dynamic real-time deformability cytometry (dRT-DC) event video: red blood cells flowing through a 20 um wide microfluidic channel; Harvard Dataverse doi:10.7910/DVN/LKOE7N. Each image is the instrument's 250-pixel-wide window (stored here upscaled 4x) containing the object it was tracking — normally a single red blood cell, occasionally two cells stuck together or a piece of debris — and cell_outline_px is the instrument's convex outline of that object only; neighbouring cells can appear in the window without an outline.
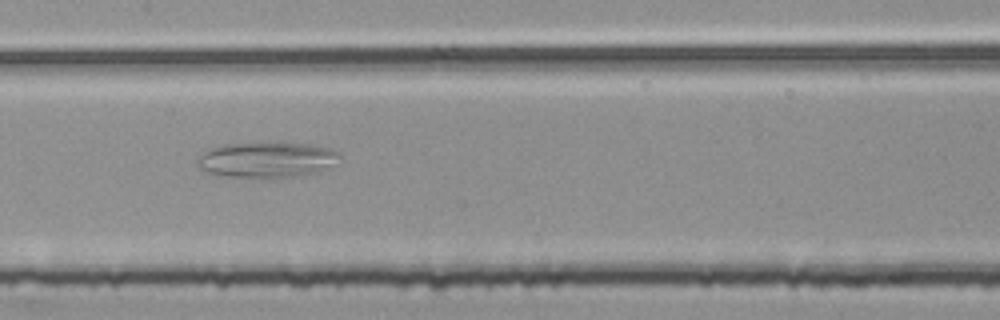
{"species": "common noctule bat (a hibernating species)", "species_latin": "Nyctalus noctula", "temperature_condition": "room temperature", "stored_images_in_passage": 40, "camera_frame_rate_fps": 3000, "um_per_image_px": 0.085, "animal": {"sex": "female", "body_mass_g": 25.1}, "frame": {"image": 1, "passage_image": 18, "time_ms": 5.667, "image_size_px": [1000, 320], "cell_outline_px": [[340, 156], [332, 168], [316, 172], [268, 180], [260, 180], [224, 176], [200, 172], [196, 164], [196, 160], [208, 148], [220, 144], [268, 140], [312, 144], [332, 148]], "centroid_in_image_um": [22.61, 13.57], "position_along_channel_um": 184.8, "area_um2": 31.5}}
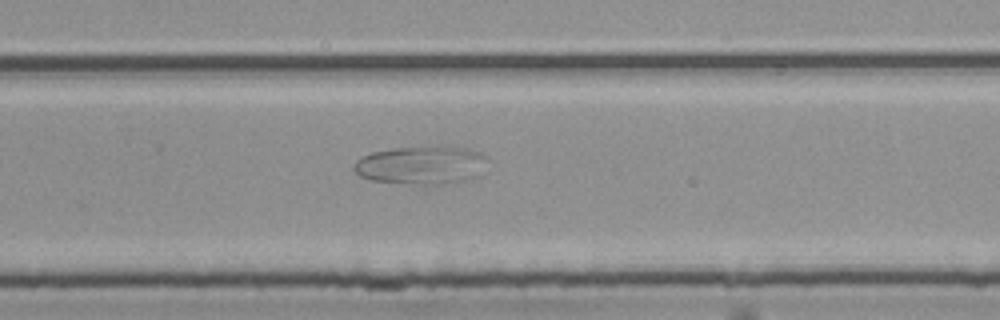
{"frame": {"image": 2, "passage_image": 27, "time_ms": 8.667, "image_size_px": [1000, 320], "cell_outline_px": [[488, 156], [476, 176], [464, 180], [444, 184], [416, 184], [368, 180], [360, 176], [352, 168], [356, 160], [360, 156], [372, 152], [392, 148], [428, 144], [436, 144], [464, 148], [480, 152]], "centroid_in_image_um": [35.75, 13.99], "position_along_channel_um": 294.0, "area_um2": 30.29}}
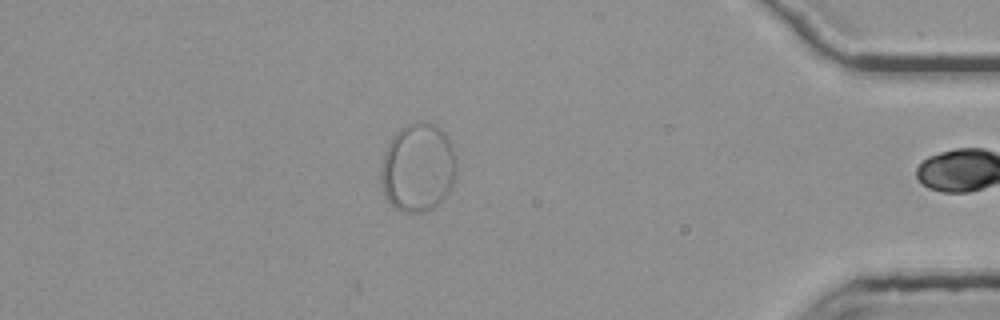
{"frame": {"image": 3, "passage_image": 39, "time_ms": 12.667, "image_size_px": [1000, 320], "cell_outline_px": [[456, 172], [452, 188], [432, 208], [424, 212], [404, 212], [396, 208], [384, 196], [380, 180], [380, 168], [384, 152], [392, 136], [400, 128], [408, 124], [420, 120], [424, 120], [436, 124], [444, 132], [452, 144], [456, 152]], "centroid_in_image_um": [35.52, 14.21], "position_along_channel_um": 399.7, "area_um2": 39.54}}